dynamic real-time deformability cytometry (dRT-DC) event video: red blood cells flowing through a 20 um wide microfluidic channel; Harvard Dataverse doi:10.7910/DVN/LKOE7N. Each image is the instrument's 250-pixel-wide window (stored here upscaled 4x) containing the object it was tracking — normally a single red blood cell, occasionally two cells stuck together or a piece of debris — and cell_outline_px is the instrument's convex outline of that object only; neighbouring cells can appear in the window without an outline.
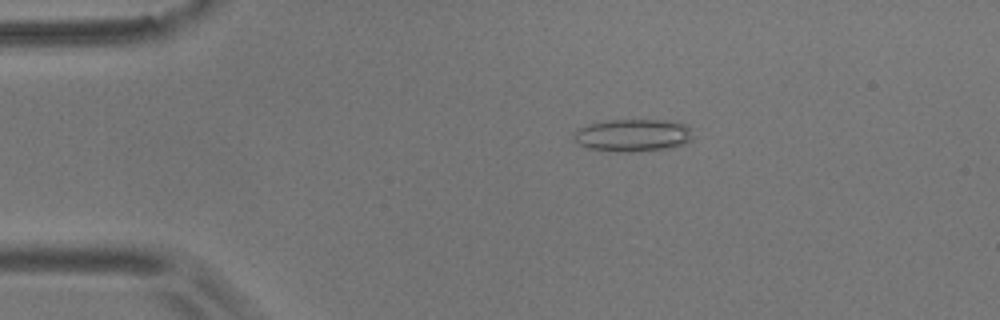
{"species": "common noctule bat (a hibernating species)", "species_latin": "Nyctalus noctula", "temperature_condition": "room temperature", "stored_images_in_passage": 55, "camera_frame_rate_fps": 3000, "um_per_image_px": 0.085, "animal": {"sex": "male", "body_mass_g": 17.9}, "frame": {"image": 1, "passage_image": 10, "time_ms": 3.0, "image_size_px": [1000, 320], "cell_outline_px": [[692, 140], [684, 144], [664, 148], [636, 152], [616, 152], [588, 148], [572, 140], [572, 132], [588, 124], [604, 120], [664, 120], [684, 124], [692, 128]], "centroid_in_image_um": [53.76, 11.5], "position_along_channel_um": 31.2, "area_um2": 22.77}}
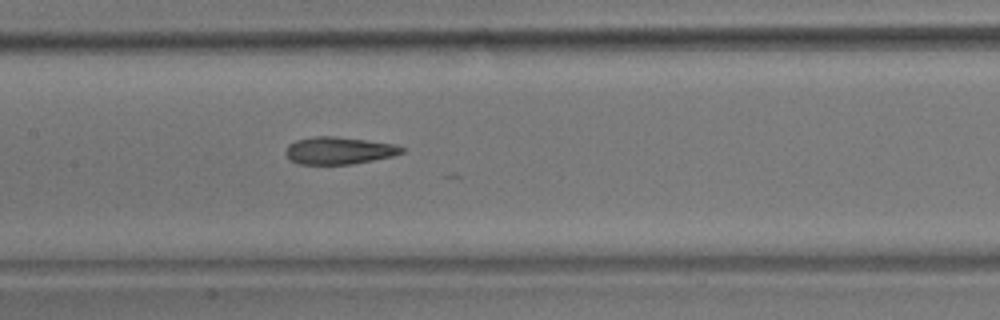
{"frame": {"image": 2, "passage_image": 26, "time_ms": 8.333, "image_size_px": [1000, 320], "cell_outline_px": [[408, 148], [404, 152], [392, 156], [352, 164], [300, 164], [288, 160], [284, 152], [288, 144], [296, 140], [316, 136], [336, 136], [396, 144]], "centroid_in_image_um": [28.81, 12.79], "position_along_channel_um": 178.6, "area_um2": 18.67}}
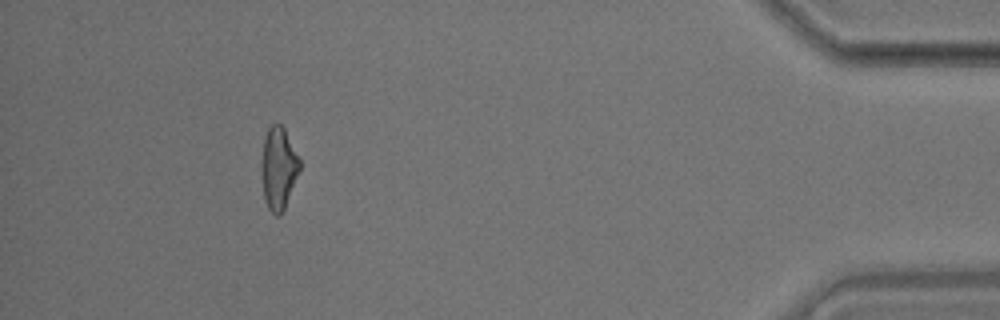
{"frame": {"image": 3, "passage_image": 50, "time_ms": 16.333, "image_size_px": [1000, 320], "cell_outline_px": [[300, 168], [284, 208], [280, 216], [276, 216], [268, 208], [264, 200], [260, 168], [260, 164], [264, 136], [268, 128], [272, 124], [280, 124], [284, 128], [300, 160]], "centroid_in_image_um": [23.63, 14.29], "position_along_channel_um": 411.6, "area_um2": 18.32}, "authors_computed_cell_mechanics": {"area_um2": 19.1896, "velocity_mm_per_s": 3.6454, "shape_relaxation_time_tau1_ms": null, "shape_relaxation_time_tau2_ms": 3.1963, "deformation_change_tau1": null, "deformation_change_tau2": 0.139}}